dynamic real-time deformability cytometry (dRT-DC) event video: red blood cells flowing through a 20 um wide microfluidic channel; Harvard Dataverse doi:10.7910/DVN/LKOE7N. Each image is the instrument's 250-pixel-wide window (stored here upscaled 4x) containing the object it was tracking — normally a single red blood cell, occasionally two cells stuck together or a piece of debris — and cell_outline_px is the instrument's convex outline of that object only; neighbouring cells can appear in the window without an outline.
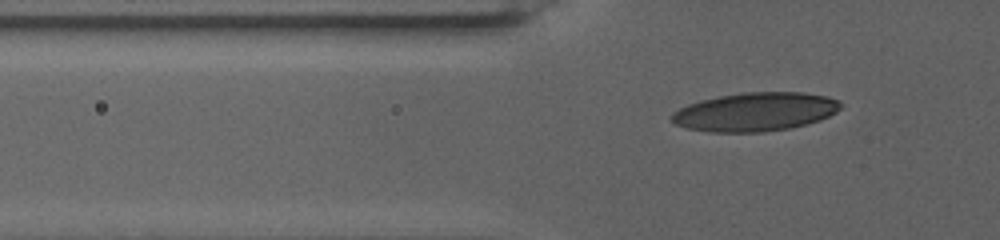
{"species": "human", "species_latin": "Homo sapiens", "temperature_condition": "warm", "stored_images_in_passage": 55, "camera_frame_rate_fps": 3000, "um_per_image_px": 0.085, "donor": {"sex": "female"}, "frame": {"image": 1, "passage_image": 2, "time_ms": 0.333, "image_size_px": [1000, 240], "cell_outline_px": [[844, 104], [836, 112], [820, 120], [792, 128], [764, 132], [712, 132], [688, 128], [676, 124], [668, 116], [672, 112], [688, 104], [700, 100], [720, 96], [744, 92], [804, 92], [828, 96], [840, 100]], "centroid_in_image_um": [64.23, 9.5], "position_along_channel_um": 61.6, "area_um2": 38.32}}
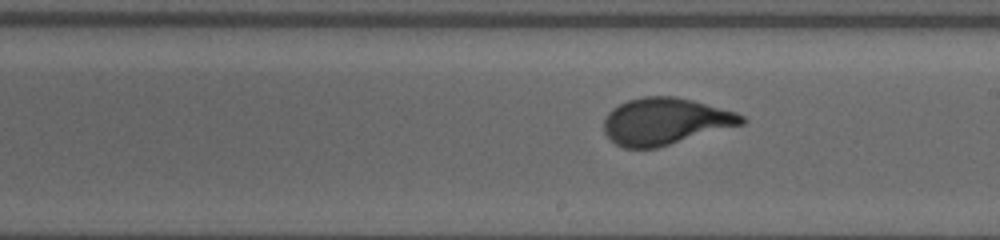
{"frame": {"image": 2, "passage_image": 23, "time_ms": 7.333, "image_size_px": [1000, 240], "cell_outline_px": [[748, 120], [744, 124], [656, 148], [624, 148], [616, 144], [604, 132], [604, 120], [608, 112], [612, 108], [628, 100], [644, 96], [676, 96], [692, 100], [736, 112], [744, 116]], "centroid_in_image_um": [56.55, 10.31], "position_along_channel_um": 232.4, "area_um2": 37.51}}
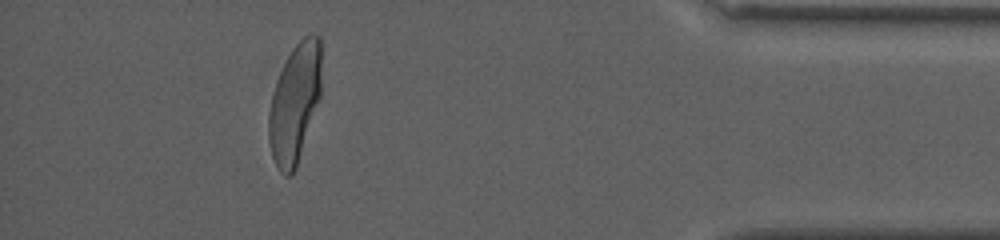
{"frame": {"image": 3, "passage_image": 48, "time_ms": 15.667, "image_size_px": [1000, 240], "cell_outline_px": [[320, 96], [296, 168], [292, 176], [284, 176], [280, 172], [272, 156], [268, 140], [268, 112], [276, 80], [288, 56], [296, 44], [308, 32], [312, 32], [320, 36]], "centroid_in_image_um": [25.04, 8.78], "position_along_channel_um": 410.2, "area_um2": 36.3}, "authors_computed_cell_mechanics": {"area_um2": 37.281, "velocity_mm_per_s": 2.6046, "shape_relaxation_time_tau1_ms": 5.5219, "shape_relaxation_time_tau2_ms": null, "deformation_change_tau1": 0.2345, "deformation_change_tau2": null}}